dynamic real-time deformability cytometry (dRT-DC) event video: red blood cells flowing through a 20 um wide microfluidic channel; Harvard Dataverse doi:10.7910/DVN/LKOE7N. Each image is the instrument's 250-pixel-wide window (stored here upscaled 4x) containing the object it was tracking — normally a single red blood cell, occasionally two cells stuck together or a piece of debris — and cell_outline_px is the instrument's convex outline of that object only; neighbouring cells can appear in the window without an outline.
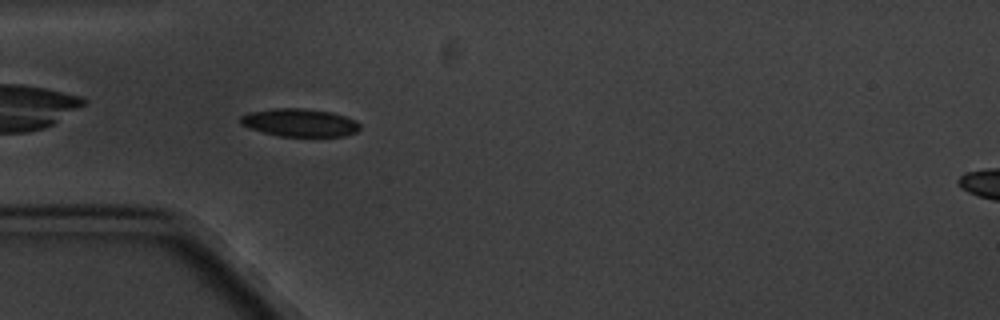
{"species": "common noctule bat (a hibernating species)", "species_latin": "Nyctalus noctula", "temperature_condition": "cold", "stored_images_in_passage": 7, "camera_frame_rate_fps": 3000, "um_per_image_px": 0.085, "animal": {"sex": "male", "body_mass_g": 20.1, "forearm_length_mm": 53.5}, "frame": {"image": 1, "passage_image": 6, "time_ms": 5.667, "image_size_px": [1000, 320], "cell_outline_px": [[360, 128], [356, 132], [344, 136], [280, 136], [264, 132], [240, 124], [240, 116], [248, 112], [276, 108], [304, 108], [332, 112], [356, 120], [360, 124]], "centroid_in_image_um": [25.49, 10.41], "position_along_channel_um": 59.5, "area_um2": 19.36}}